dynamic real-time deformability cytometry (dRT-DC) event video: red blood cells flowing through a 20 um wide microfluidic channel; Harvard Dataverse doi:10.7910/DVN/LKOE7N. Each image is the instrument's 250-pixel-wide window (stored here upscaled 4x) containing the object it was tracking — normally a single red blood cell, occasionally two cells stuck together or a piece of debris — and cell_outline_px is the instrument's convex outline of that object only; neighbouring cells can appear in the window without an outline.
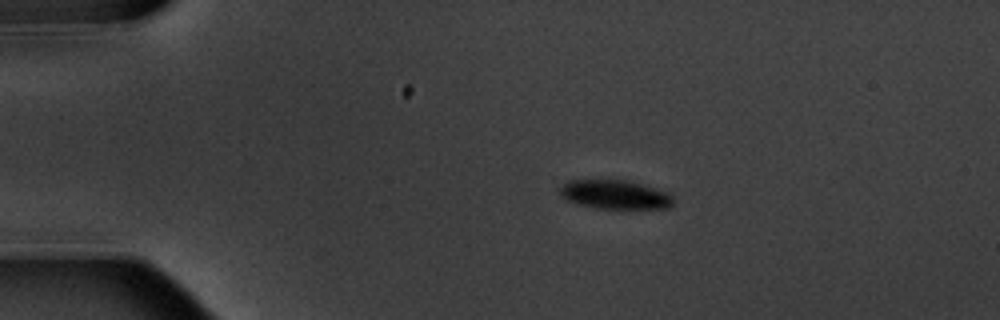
{"species": "common noctule bat (a hibernating species)", "species_latin": "Nyctalus noctula", "temperature_condition": "warm", "stored_images_in_passage": 4, "camera_frame_rate_fps": 3000, "um_per_image_px": 0.085, "animal": {"sex": "male", "body_mass_g": 20.1, "forearm_length_mm": 53.5}, "frame": {"image": 1, "passage_image": 3, "time_ms": 2.333, "image_size_px": [1000, 320], "cell_outline_px": [[672, 204], [668, 208], [596, 208], [580, 204], [568, 200], [560, 196], [560, 188], [568, 180], [628, 180], [668, 192], [672, 196]], "centroid_in_image_um": [52.27, 16.53], "position_along_channel_um": 32.7, "area_um2": 18.9}}